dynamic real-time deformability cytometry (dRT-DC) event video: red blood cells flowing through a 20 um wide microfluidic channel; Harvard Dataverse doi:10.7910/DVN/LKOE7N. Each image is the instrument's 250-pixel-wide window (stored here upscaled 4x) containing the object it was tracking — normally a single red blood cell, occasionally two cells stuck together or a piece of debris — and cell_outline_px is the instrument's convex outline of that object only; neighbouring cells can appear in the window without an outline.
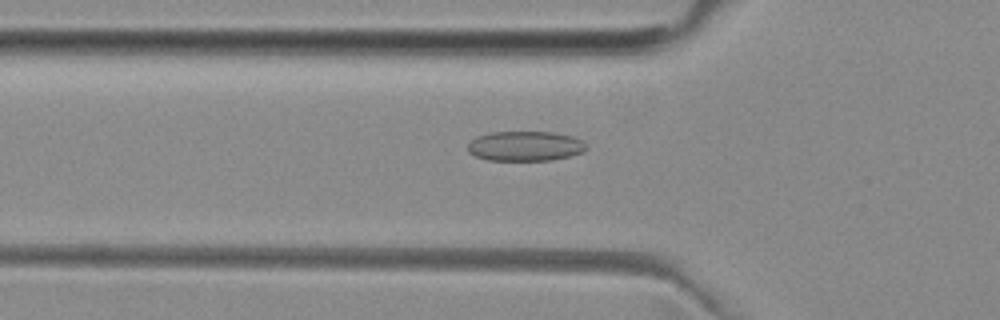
{"species": "common noctule bat (a hibernating species)", "species_latin": "Nyctalus noctula", "temperature_condition": "room temperature", "stored_images_in_passage": 49, "camera_frame_rate_fps": 3000, "um_per_image_px": 0.085, "animal": {"sex": "female", "body_mass_g": 29.2, "forearm_length_mm": 56.3}, "frame": {"image": 1, "passage_image": 17, "time_ms": 5.333, "image_size_px": [1000, 320], "cell_outline_px": [[588, 148], [580, 152], [568, 156], [552, 160], [488, 160], [476, 156], [468, 152], [468, 144], [476, 136], [492, 132], [552, 132], [572, 136], [580, 140]], "centroid_in_image_um": [44.6, 12.41], "position_along_channel_um": 81.2, "area_um2": 20.4}}
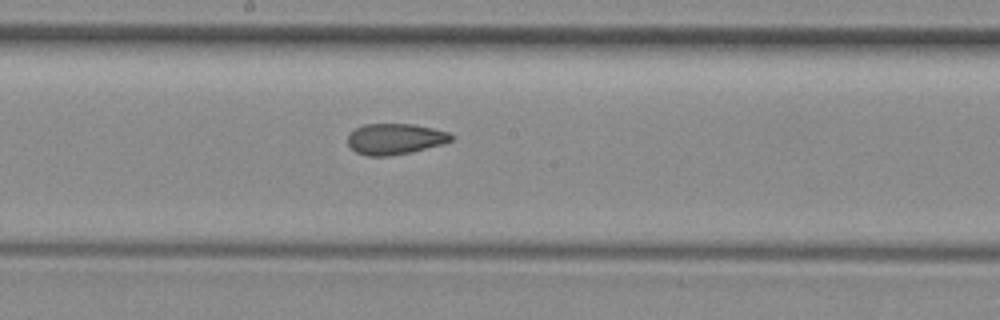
{"frame": {"image": 2, "passage_image": 27, "time_ms": 8.667, "image_size_px": [1000, 320], "cell_outline_px": [[456, 136], [452, 140], [444, 144], [412, 152], [388, 156], [368, 156], [356, 152], [348, 144], [348, 132], [364, 124], [412, 124], [432, 128], [448, 132]], "centroid_in_image_um": [33.59, 11.81], "position_along_channel_um": 214.6, "area_um2": 18.79}}
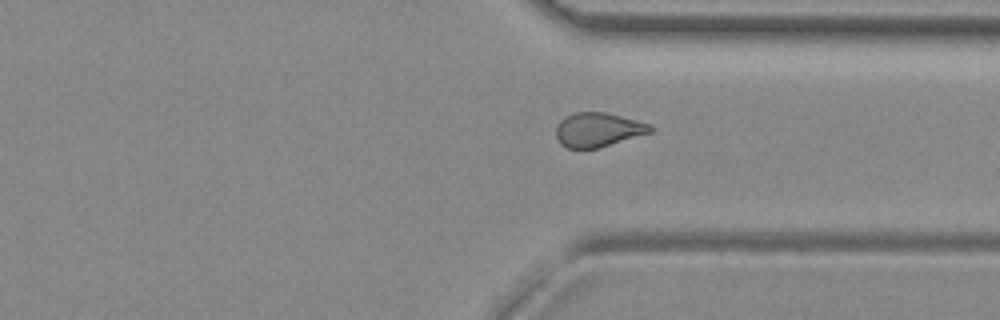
{"frame": {"image": 3, "passage_image": 38, "time_ms": 12.333, "image_size_px": [1000, 320], "cell_outline_px": [[656, 128], [652, 132], [596, 148], [568, 148], [560, 144], [556, 136], [556, 128], [560, 120], [564, 116], [576, 112], [604, 112], [652, 124]], "centroid_in_image_um": [50.84, 11.02], "position_along_channel_um": 360.6, "area_um2": 18.73}, "authors_computed_cell_mechanics": {"area_um2": 19.7676, "velocity_mm_per_s": 3.9875, "shape_relaxation_time_tau1_ms": null, "shape_relaxation_time_tau2_ms": 2.6083, "deformation_change_tau1": null, "deformation_change_tau2": 0.091}}